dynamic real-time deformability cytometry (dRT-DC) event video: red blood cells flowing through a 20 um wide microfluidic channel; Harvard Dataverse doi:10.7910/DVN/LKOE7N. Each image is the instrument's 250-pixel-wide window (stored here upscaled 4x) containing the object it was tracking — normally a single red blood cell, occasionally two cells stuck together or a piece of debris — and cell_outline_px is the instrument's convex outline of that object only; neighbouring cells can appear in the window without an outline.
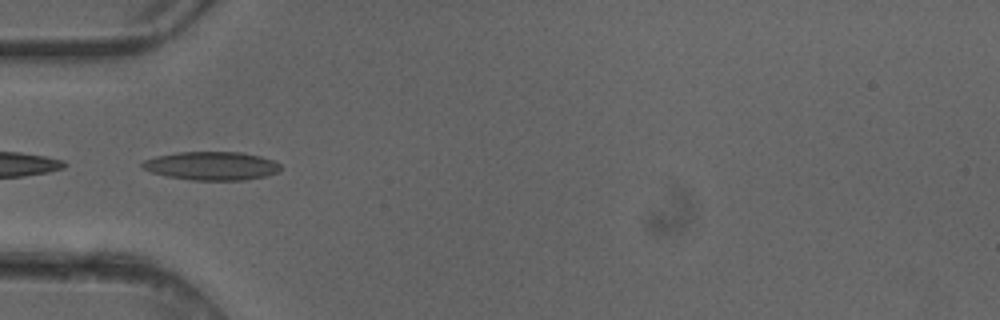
{"species": "common noctule bat (a hibernating species)", "species_latin": "Nyctalus noctula", "temperature_condition": "cold", "stored_images_in_passage": 6, "camera_frame_rate_fps": 3000, "um_per_image_px": 0.085, "animal": {"sex": "female"}, "frame": {"image": 1, "passage_image": 5, "time_ms": 1.333, "image_size_px": [1000, 320], "cell_outline_px": [[280, 172], [264, 176], [244, 180], [192, 180], [168, 176], [152, 172], [144, 168], [140, 164], [144, 160], [156, 156], [176, 152], [244, 152], [260, 156], [272, 160], [280, 164]], "centroid_in_image_um": [18.0, 14.09], "position_along_channel_um": 67.0, "area_um2": 22.89}}
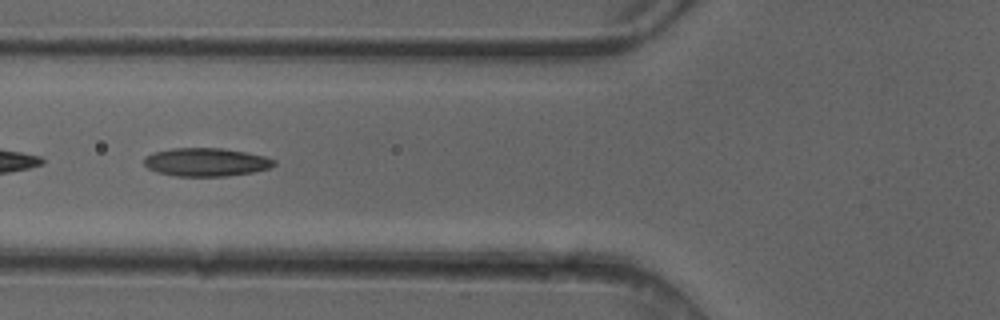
{"frame": {"image": 2, "passage_image": 6, "time_ms": 1.667, "image_size_px": [1000, 320], "cell_outline_px": [[276, 164], [268, 168], [252, 172], [228, 176], [176, 176], [156, 172], [148, 168], [144, 164], [144, 156], [152, 152], [172, 148], [220, 148], [244, 152], [264, 156], [276, 160]], "centroid_in_image_um": [17.48, 13.78], "position_along_channel_um": 108.3, "area_um2": 21.44}}